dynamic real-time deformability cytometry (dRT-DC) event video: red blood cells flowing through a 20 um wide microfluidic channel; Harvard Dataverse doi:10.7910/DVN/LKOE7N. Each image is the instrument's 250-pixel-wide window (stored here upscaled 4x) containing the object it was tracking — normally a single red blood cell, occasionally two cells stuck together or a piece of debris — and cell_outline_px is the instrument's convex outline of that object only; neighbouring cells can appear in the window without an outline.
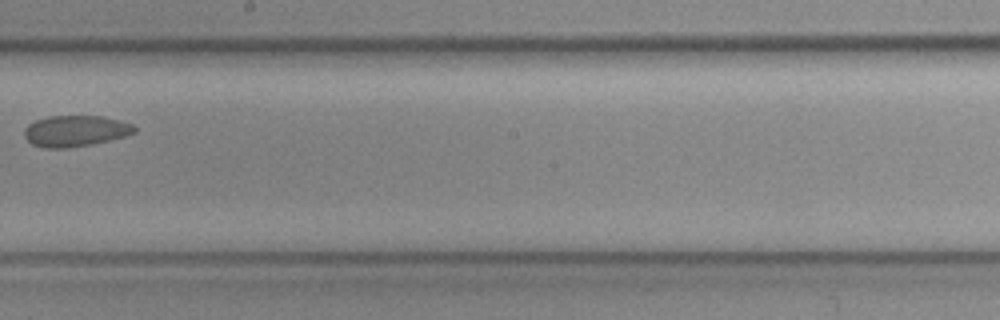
{"species": "common noctule bat (a hibernating species)", "species_latin": "Nyctalus noctula", "temperature_condition": "cold", "stored_images_in_passage": 9, "camera_frame_rate_fps": 3000, "um_per_image_px": 0.085, "animal": {"sex": "female", "body_mass_g": 19.3, "forearm_length_mm": 54.1}, "frame": {"image": 1, "passage_image": 9, "time_ms": 2.667, "image_size_px": [1000, 320], "cell_outline_px": [[136, 132], [124, 136], [92, 144], [68, 148], [44, 148], [32, 144], [24, 136], [24, 128], [28, 124], [36, 120], [48, 116], [104, 116], [120, 120], [132, 124], [136, 128]], "centroid_in_image_um": [6.39, 11.13], "position_along_channel_um": 241.8, "area_um2": 20.0}}